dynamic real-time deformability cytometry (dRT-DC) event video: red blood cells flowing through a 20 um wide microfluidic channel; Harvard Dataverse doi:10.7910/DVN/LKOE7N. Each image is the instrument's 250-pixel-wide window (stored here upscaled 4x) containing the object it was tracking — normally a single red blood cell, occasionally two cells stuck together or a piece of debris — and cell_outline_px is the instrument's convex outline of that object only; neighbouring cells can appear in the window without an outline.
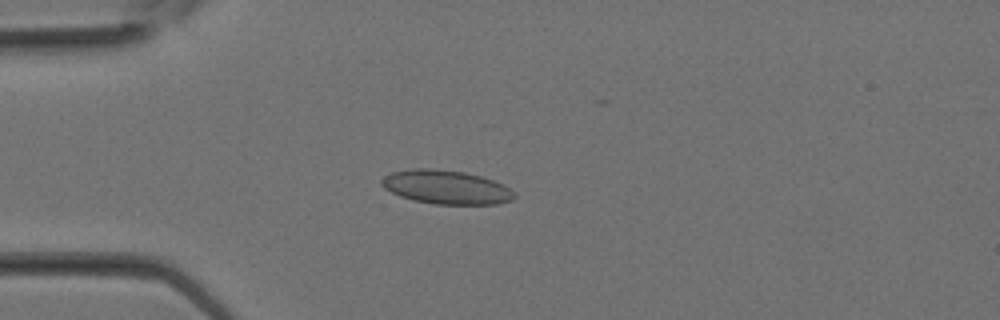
{"species": "Egyptian fruit bat (a non-hibernating species)", "species_latin": "Rousettus aegyptiacus", "temperature_condition": "room temperature", "stored_images_in_passage": 32, "camera_frame_rate_fps": 3000, "um_per_image_px": 0.085, "animal": {"sex": "female"}, "frame": {"image": 1, "passage_image": 9, "time_ms": 2.667, "image_size_px": [1000, 320], "cell_outline_px": [[516, 196], [512, 200], [496, 204], [436, 204], [416, 200], [400, 196], [384, 188], [380, 184], [380, 180], [384, 176], [392, 172], [412, 168], [428, 168], [464, 172], [480, 176], [492, 180], [508, 188]], "centroid_in_image_um": [37.88, 15.9], "position_along_channel_um": 47.1, "area_um2": 25.84}}
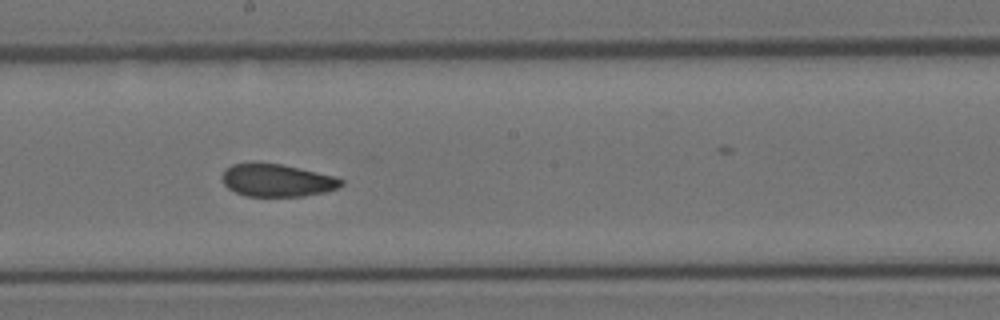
{"frame": {"image": 2, "passage_image": 18, "time_ms": 5.667, "image_size_px": [1000, 320], "cell_outline_px": [[344, 184], [340, 188], [324, 192], [304, 196], [248, 196], [236, 192], [228, 188], [224, 184], [220, 176], [224, 168], [232, 164], [252, 160], [280, 164], [336, 176], [344, 180]], "centroid_in_image_um": [23.51, 15.29], "position_along_channel_um": 224.7, "area_um2": 23.24}}
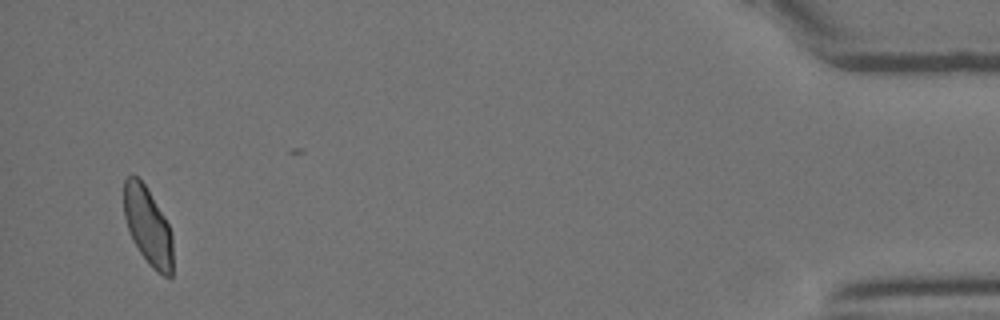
{"frame": {"image": 3, "passage_image": 31, "time_ms": 10.0, "image_size_px": [1000, 320], "cell_outline_px": [[172, 276], [164, 276], [156, 272], [148, 264], [140, 252], [128, 228], [124, 216], [124, 180], [132, 172], [144, 184], [164, 216], [172, 232]], "centroid_in_image_um": [12.57, 19.22], "position_along_channel_um": 422.6, "area_um2": 21.96}}